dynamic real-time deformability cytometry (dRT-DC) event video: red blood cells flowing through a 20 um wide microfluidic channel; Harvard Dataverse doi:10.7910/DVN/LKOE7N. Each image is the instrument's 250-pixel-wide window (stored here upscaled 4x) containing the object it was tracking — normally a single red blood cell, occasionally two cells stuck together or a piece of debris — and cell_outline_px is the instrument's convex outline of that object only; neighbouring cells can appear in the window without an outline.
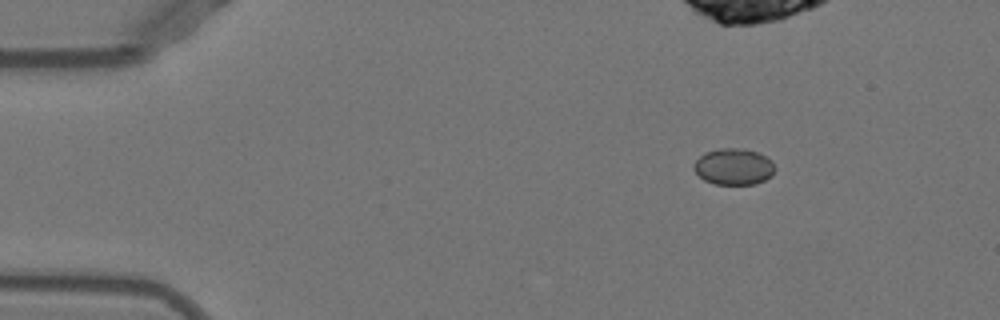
{"species": "Egyptian fruit bat (a non-hibernating species)", "species_latin": "Rousettus aegyptiacus", "temperature_condition": "warm", "stored_images_in_passage": 18, "camera_frame_rate_fps": 3000, "um_per_image_px": 0.085, "animal": {"sex": "female"}, "frame": {"image": 1, "passage_image": 1, "time_ms": 0.0, "image_size_px": [1000, 320], "cell_outline_px": [[772, 176], [756, 184], [716, 184], [704, 180], [692, 168], [692, 164], [704, 152], [720, 148], [744, 148], [756, 152], [772, 160]], "centroid_in_image_um": [62.32, 14.16], "position_along_channel_um": 22.7, "area_um2": 17.11}}
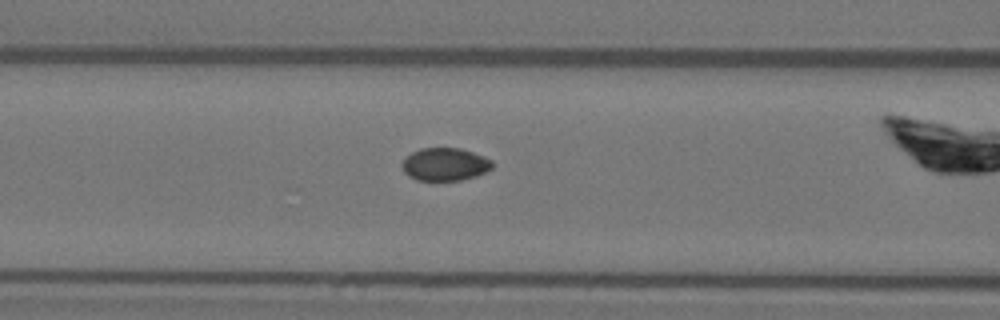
{"frame": {"image": 2, "passage_image": 15, "time_ms": 4.667, "image_size_px": [1000, 320], "cell_outline_px": [[492, 168], [476, 176], [460, 180], [416, 180], [408, 176], [404, 172], [400, 164], [404, 156], [420, 148], [460, 148], [484, 156], [492, 160]], "centroid_in_image_um": [37.77, 13.96], "position_along_channel_um": 128.8, "area_um2": 17.4}}
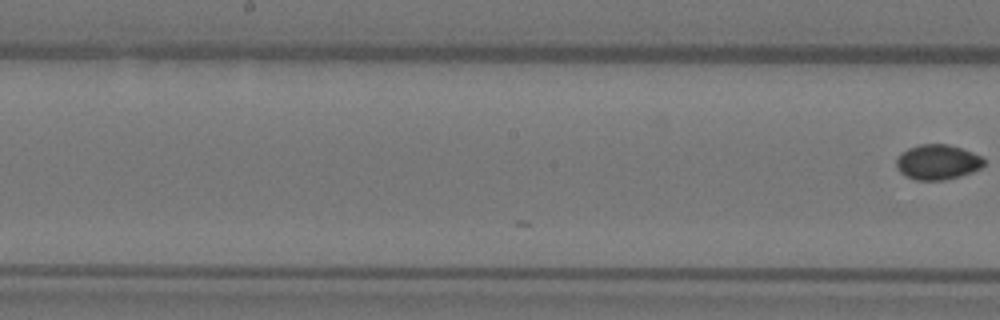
{"frame": {"image": 3, "passage_image": 18, "time_ms": 5.667, "image_size_px": [1000, 320], "cell_outline_px": [[984, 164], [980, 168], [972, 172], [960, 176], [944, 180], [916, 180], [900, 172], [896, 168], [896, 156], [908, 148], [920, 144], [948, 144], [984, 156]], "centroid_in_image_um": [79.69, 13.77], "position_along_channel_um": 168.5, "area_um2": 17.98}}